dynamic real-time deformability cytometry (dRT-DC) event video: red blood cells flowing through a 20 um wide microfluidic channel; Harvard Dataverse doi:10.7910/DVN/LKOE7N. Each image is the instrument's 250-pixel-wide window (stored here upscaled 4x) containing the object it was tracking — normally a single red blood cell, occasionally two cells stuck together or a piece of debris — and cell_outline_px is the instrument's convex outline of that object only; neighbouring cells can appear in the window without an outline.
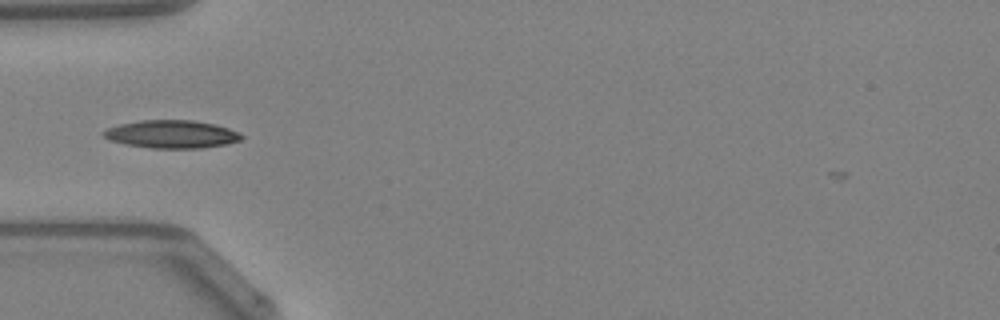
{"species": "Egyptian fruit bat (a non-hibernating species)", "species_latin": "Rousettus aegyptiacus", "temperature_condition": "warm", "stored_images_in_passage": 34, "camera_frame_rate_fps": 3000, "um_per_image_px": 0.085, "animal": {"sex": "female"}, "frame": {"image": 1, "passage_image": 1, "time_ms": 0.0, "image_size_px": [1000, 320], "cell_outline_px": [[244, 136], [240, 140], [228, 144], [200, 148], [152, 148], [124, 144], [108, 140], [100, 132], [108, 128], [120, 124], [140, 120], [192, 120], [212, 124], [228, 128], [240, 132]], "centroid_in_image_um": [14.57, 11.41], "position_along_channel_um": 70.4, "area_um2": 22.48}}